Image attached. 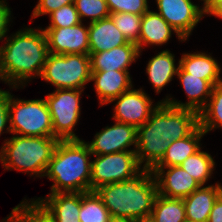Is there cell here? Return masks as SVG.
<instances>
[{
  "label": "cell",
  "mask_w": 222,
  "mask_h": 222,
  "mask_svg": "<svg viewBox=\"0 0 222 222\" xmlns=\"http://www.w3.org/2000/svg\"><path fill=\"white\" fill-rule=\"evenodd\" d=\"M198 126V112L160 102L150 118L137 128L134 149L139 164L143 169L152 170L172 141L190 135Z\"/></svg>",
  "instance_id": "obj_1"
},
{
  "label": "cell",
  "mask_w": 222,
  "mask_h": 222,
  "mask_svg": "<svg viewBox=\"0 0 222 222\" xmlns=\"http://www.w3.org/2000/svg\"><path fill=\"white\" fill-rule=\"evenodd\" d=\"M4 39V45L0 46L1 80L10 89H19L34 77L40 78L49 54L43 28L26 26Z\"/></svg>",
  "instance_id": "obj_2"
},
{
  "label": "cell",
  "mask_w": 222,
  "mask_h": 222,
  "mask_svg": "<svg viewBox=\"0 0 222 222\" xmlns=\"http://www.w3.org/2000/svg\"><path fill=\"white\" fill-rule=\"evenodd\" d=\"M112 219L148 221L158 195L151 170L143 169L131 179L103 185L95 190Z\"/></svg>",
  "instance_id": "obj_3"
},
{
  "label": "cell",
  "mask_w": 222,
  "mask_h": 222,
  "mask_svg": "<svg viewBox=\"0 0 222 222\" xmlns=\"http://www.w3.org/2000/svg\"><path fill=\"white\" fill-rule=\"evenodd\" d=\"M91 156L84 140H59L45 173L50 193L90 192Z\"/></svg>",
  "instance_id": "obj_4"
},
{
  "label": "cell",
  "mask_w": 222,
  "mask_h": 222,
  "mask_svg": "<svg viewBox=\"0 0 222 222\" xmlns=\"http://www.w3.org/2000/svg\"><path fill=\"white\" fill-rule=\"evenodd\" d=\"M56 137L20 136L5 139L0 149V162L6 170H17L44 177L55 148Z\"/></svg>",
  "instance_id": "obj_5"
},
{
  "label": "cell",
  "mask_w": 222,
  "mask_h": 222,
  "mask_svg": "<svg viewBox=\"0 0 222 222\" xmlns=\"http://www.w3.org/2000/svg\"><path fill=\"white\" fill-rule=\"evenodd\" d=\"M9 92V126L11 134L55 137L51 114L45 98L24 100Z\"/></svg>",
  "instance_id": "obj_6"
},
{
  "label": "cell",
  "mask_w": 222,
  "mask_h": 222,
  "mask_svg": "<svg viewBox=\"0 0 222 222\" xmlns=\"http://www.w3.org/2000/svg\"><path fill=\"white\" fill-rule=\"evenodd\" d=\"M91 73L90 55L49 53L40 78L56 89L84 90Z\"/></svg>",
  "instance_id": "obj_7"
},
{
  "label": "cell",
  "mask_w": 222,
  "mask_h": 222,
  "mask_svg": "<svg viewBox=\"0 0 222 222\" xmlns=\"http://www.w3.org/2000/svg\"><path fill=\"white\" fill-rule=\"evenodd\" d=\"M83 91L79 89H56L45 96L51 114L53 133L57 139L80 140L73 130L79 122L80 97Z\"/></svg>",
  "instance_id": "obj_8"
},
{
  "label": "cell",
  "mask_w": 222,
  "mask_h": 222,
  "mask_svg": "<svg viewBox=\"0 0 222 222\" xmlns=\"http://www.w3.org/2000/svg\"><path fill=\"white\" fill-rule=\"evenodd\" d=\"M143 170L135 151L95 155L91 164L90 191L133 178Z\"/></svg>",
  "instance_id": "obj_9"
},
{
  "label": "cell",
  "mask_w": 222,
  "mask_h": 222,
  "mask_svg": "<svg viewBox=\"0 0 222 222\" xmlns=\"http://www.w3.org/2000/svg\"><path fill=\"white\" fill-rule=\"evenodd\" d=\"M159 15L186 41L198 22L203 19L205 5L201 8L191 0H156ZM198 5V6H197Z\"/></svg>",
  "instance_id": "obj_10"
},
{
  "label": "cell",
  "mask_w": 222,
  "mask_h": 222,
  "mask_svg": "<svg viewBox=\"0 0 222 222\" xmlns=\"http://www.w3.org/2000/svg\"><path fill=\"white\" fill-rule=\"evenodd\" d=\"M116 101V103H115ZM113 119L120 123H126L138 128L149 118L151 113L158 107L160 101L153 105L150 96L142 89L133 87L123 92L119 97L113 99Z\"/></svg>",
  "instance_id": "obj_11"
},
{
  "label": "cell",
  "mask_w": 222,
  "mask_h": 222,
  "mask_svg": "<svg viewBox=\"0 0 222 222\" xmlns=\"http://www.w3.org/2000/svg\"><path fill=\"white\" fill-rule=\"evenodd\" d=\"M137 128L133 125L115 121L114 125L97 132L94 139L85 143L88 145L92 158L94 155H106L121 151H136L127 149L133 145L136 148Z\"/></svg>",
  "instance_id": "obj_12"
},
{
  "label": "cell",
  "mask_w": 222,
  "mask_h": 222,
  "mask_svg": "<svg viewBox=\"0 0 222 222\" xmlns=\"http://www.w3.org/2000/svg\"><path fill=\"white\" fill-rule=\"evenodd\" d=\"M52 54L89 55L88 26L83 22L75 26L43 29Z\"/></svg>",
  "instance_id": "obj_13"
},
{
  "label": "cell",
  "mask_w": 222,
  "mask_h": 222,
  "mask_svg": "<svg viewBox=\"0 0 222 222\" xmlns=\"http://www.w3.org/2000/svg\"><path fill=\"white\" fill-rule=\"evenodd\" d=\"M151 172L157 183L158 194L167 198L183 199L201 187L180 166L154 167Z\"/></svg>",
  "instance_id": "obj_14"
},
{
  "label": "cell",
  "mask_w": 222,
  "mask_h": 222,
  "mask_svg": "<svg viewBox=\"0 0 222 222\" xmlns=\"http://www.w3.org/2000/svg\"><path fill=\"white\" fill-rule=\"evenodd\" d=\"M176 76L179 78L181 87L184 89L188 101L183 103L173 99L171 96H166L165 99L160 100V102H167L171 106L191 109L199 113L206 106L211 96L213 86L207 80L186 73L180 66Z\"/></svg>",
  "instance_id": "obj_15"
},
{
  "label": "cell",
  "mask_w": 222,
  "mask_h": 222,
  "mask_svg": "<svg viewBox=\"0 0 222 222\" xmlns=\"http://www.w3.org/2000/svg\"><path fill=\"white\" fill-rule=\"evenodd\" d=\"M91 72L90 81L94 82V89L100 106L110 104L113 99L133 87L129 71L111 70Z\"/></svg>",
  "instance_id": "obj_16"
},
{
  "label": "cell",
  "mask_w": 222,
  "mask_h": 222,
  "mask_svg": "<svg viewBox=\"0 0 222 222\" xmlns=\"http://www.w3.org/2000/svg\"><path fill=\"white\" fill-rule=\"evenodd\" d=\"M136 43L129 42L111 50L90 55L91 71H129L128 68L140 57Z\"/></svg>",
  "instance_id": "obj_17"
},
{
  "label": "cell",
  "mask_w": 222,
  "mask_h": 222,
  "mask_svg": "<svg viewBox=\"0 0 222 222\" xmlns=\"http://www.w3.org/2000/svg\"><path fill=\"white\" fill-rule=\"evenodd\" d=\"M174 32L179 41L185 42V40L177 33V31L172 26H170L166 20L159 15L158 12H154L149 9L142 15L140 36L137 43L140 54L144 46L148 47L149 45H166Z\"/></svg>",
  "instance_id": "obj_18"
},
{
  "label": "cell",
  "mask_w": 222,
  "mask_h": 222,
  "mask_svg": "<svg viewBox=\"0 0 222 222\" xmlns=\"http://www.w3.org/2000/svg\"><path fill=\"white\" fill-rule=\"evenodd\" d=\"M88 39L89 55L129 43L122 32L117 29L111 17L89 23Z\"/></svg>",
  "instance_id": "obj_19"
},
{
  "label": "cell",
  "mask_w": 222,
  "mask_h": 222,
  "mask_svg": "<svg viewBox=\"0 0 222 222\" xmlns=\"http://www.w3.org/2000/svg\"><path fill=\"white\" fill-rule=\"evenodd\" d=\"M222 194V185L201 186L183 198L186 219L193 222H207L217 198Z\"/></svg>",
  "instance_id": "obj_20"
},
{
  "label": "cell",
  "mask_w": 222,
  "mask_h": 222,
  "mask_svg": "<svg viewBox=\"0 0 222 222\" xmlns=\"http://www.w3.org/2000/svg\"><path fill=\"white\" fill-rule=\"evenodd\" d=\"M54 216L56 222H80L81 192L50 193L37 198Z\"/></svg>",
  "instance_id": "obj_21"
},
{
  "label": "cell",
  "mask_w": 222,
  "mask_h": 222,
  "mask_svg": "<svg viewBox=\"0 0 222 222\" xmlns=\"http://www.w3.org/2000/svg\"><path fill=\"white\" fill-rule=\"evenodd\" d=\"M210 55L205 52L184 53L179 65L186 73L207 80L214 87L222 81V69L217 60Z\"/></svg>",
  "instance_id": "obj_22"
},
{
  "label": "cell",
  "mask_w": 222,
  "mask_h": 222,
  "mask_svg": "<svg viewBox=\"0 0 222 222\" xmlns=\"http://www.w3.org/2000/svg\"><path fill=\"white\" fill-rule=\"evenodd\" d=\"M179 66V61L176 65L175 56L168 49L158 52L148 61L146 74L156 94L160 93L177 75Z\"/></svg>",
  "instance_id": "obj_23"
},
{
  "label": "cell",
  "mask_w": 222,
  "mask_h": 222,
  "mask_svg": "<svg viewBox=\"0 0 222 222\" xmlns=\"http://www.w3.org/2000/svg\"><path fill=\"white\" fill-rule=\"evenodd\" d=\"M205 134L203 129L198 126L190 135L172 141L165 155L155 167L180 166L189 156L202 148L200 141Z\"/></svg>",
  "instance_id": "obj_24"
},
{
  "label": "cell",
  "mask_w": 222,
  "mask_h": 222,
  "mask_svg": "<svg viewBox=\"0 0 222 222\" xmlns=\"http://www.w3.org/2000/svg\"><path fill=\"white\" fill-rule=\"evenodd\" d=\"M186 219L183 199L157 195L148 222H183Z\"/></svg>",
  "instance_id": "obj_25"
},
{
  "label": "cell",
  "mask_w": 222,
  "mask_h": 222,
  "mask_svg": "<svg viewBox=\"0 0 222 222\" xmlns=\"http://www.w3.org/2000/svg\"><path fill=\"white\" fill-rule=\"evenodd\" d=\"M32 200V201H31ZM21 201L6 217L9 222H56L48 209L35 198Z\"/></svg>",
  "instance_id": "obj_26"
},
{
  "label": "cell",
  "mask_w": 222,
  "mask_h": 222,
  "mask_svg": "<svg viewBox=\"0 0 222 222\" xmlns=\"http://www.w3.org/2000/svg\"><path fill=\"white\" fill-rule=\"evenodd\" d=\"M199 126L206 134L222 128V81L213 87L206 106L199 112Z\"/></svg>",
  "instance_id": "obj_27"
},
{
  "label": "cell",
  "mask_w": 222,
  "mask_h": 222,
  "mask_svg": "<svg viewBox=\"0 0 222 222\" xmlns=\"http://www.w3.org/2000/svg\"><path fill=\"white\" fill-rule=\"evenodd\" d=\"M201 150L189 156L180 167L198 181L201 186H204L208 179L212 178L211 175L216 164L212 155Z\"/></svg>",
  "instance_id": "obj_28"
},
{
  "label": "cell",
  "mask_w": 222,
  "mask_h": 222,
  "mask_svg": "<svg viewBox=\"0 0 222 222\" xmlns=\"http://www.w3.org/2000/svg\"><path fill=\"white\" fill-rule=\"evenodd\" d=\"M80 222H111L112 217L95 191L81 192Z\"/></svg>",
  "instance_id": "obj_29"
},
{
  "label": "cell",
  "mask_w": 222,
  "mask_h": 222,
  "mask_svg": "<svg viewBox=\"0 0 222 222\" xmlns=\"http://www.w3.org/2000/svg\"><path fill=\"white\" fill-rule=\"evenodd\" d=\"M110 17L117 29L122 32L129 42L138 43L142 15L131 14L128 12L112 13Z\"/></svg>",
  "instance_id": "obj_30"
},
{
  "label": "cell",
  "mask_w": 222,
  "mask_h": 222,
  "mask_svg": "<svg viewBox=\"0 0 222 222\" xmlns=\"http://www.w3.org/2000/svg\"><path fill=\"white\" fill-rule=\"evenodd\" d=\"M74 4L81 22L85 17L90 19L89 23L110 17L106 0H75Z\"/></svg>",
  "instance_id": "obj_31"
},
{
  "label": "cell",
  "mask_w": 222,
  "mask_h": 222,
  "mask_svg": "<svg viewBox=\"0 0 222 222\" xmlns=\"http://www.w3.org/2000/svg\"><path fill=\"white\" fill-rule=\"evenodd\" d=\"M50 24L46 28L75 26L81 23L75 4L62 6L49 14Z\"/></svg>",
  "instance_id": "obj_32"
},
{
  "label": "cell",
  "mask_w": 222,
  "mask_h": 222,
  "mask_svg": "<svg viewBox=\"0 0 222 222\" xmlns=\"http://www.w3.org/2000/svg\"><path fill=\"white\" fill-rule=\"evenodd\" d=\"M110 14L128 12L143 15L150 8L148 0H106Z\"/></svg>",
  "instance_id": "obj_33"
},
{
  "label": "cell",
  "mask_w": 222,
  "mask_h": 222,
  "mask_svg": "<svg viewBox=\"0 0 222 222\" xmlns=\"http://www.w3.org/2000/svg\"><path fill=\"white\" fill-rule=\"evenodd\" d=\"M74 1L75 0H38V4L35 6L31 18L48 15L62 6L74 3Z\"/></svg>",
  "instance_id": "obj_34"
},
{
  "label": "cell",
  "mask_w": 222,
  "mask_h": 222,
  "mask_svg": "<svg viewBox=\"0 0 222 222\" xmlns=\"http://www.w3.org/2000/svg\"><path fill=\"white\" fill-rule=\"evenodd\" d=\"M9 120V91L2 90L0 92V136L2 133H11ZM6 131V132H4Z\"/></svg>",
  "instance_id": "obj_35"
},
{
  "label": "cell",
  "mask_w": 222,
  "mask_h": 222,
  "mask_svg": "<svg viewBox=\"0 0 222 222\" xmlns=\"http://www.w3.org/2000/svg\"><path fill=\"white\" fill-rule=\"evenodd\" d=\"M11 9L8 7L6 0H0V41H4L9 31L10 21L12 19ZM3 39V40H2Z\"/></svg>",
  "instance_id": "obj_36"
},
{
  "label": "cell",
  "mask_w": 222,
  "mask_h": 222,
  "mask_svg": "<svg viewBox=\"0 0 222 222\" xmlns=\"http://www.w3.org/2000/svg\"><path fill=\"white\" fill-rule=\"evenodd\" d=\"M205 14L222 19V0H207L205 2Z\"/></svg>",
  "instance_id": "obj_37"
},
{
  "label": "cell",
  "mask_w": 222,
  "mask_h": 222,
  "mask_svg": "<svg viewBox=\"0 0 222 222\" xmlns=\"http://www.w3.org/2000/svg\"><path fill=\"white\" fill-rule=\"evenodd\" d=\"M207 222H222V194L215 201Z\"/></svg>",
  "instance_id": "obj_38"
},
{
  "label": "cell",
  "mask_w": 222,
  "mask_h": 222,
  "mask_svg": "<svg viewBox=\"0 0 222 222\" xmlns=\"http://www.w3.org/2000/svg\"><path fill=\"white\" fill-rule=\"evenodd\" d=\"M111 222H141V221H137V220H134V219H112Z\"/></svg>",
  "instance_id": "obj_39"
},
{
  "label": "cell",
  "mask_w": 222,
  "mask_h": 222,
  "mask_svg": "<svg viewBox=\"0 0 222 222\" xmlns=\"http://www.w3.org/2000/svg\"><path fill=\"white\" fill-rule=\"evenodd\" d=\"M0 222H9L7 218L2 219Z\"/></svg>",
  "instance_id": "obj_40"
},
{
  "label": "cell",
  "mask_w": 222,
  "mask_h": 222,
  "mask_svg": "<svg viewBox=\"0 0 222 222\" xmlns=\"http://www.w3.org/2000/svg\"><path fill=\"white\" fill-rule=\"evenodd\" d=\"M183 222H193V221H190V220L185 219Z\"/></svg>",
  "instance_id": "obj_41"
}]
</instances>
